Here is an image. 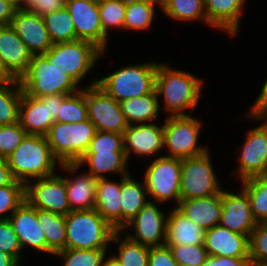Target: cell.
Wrapping results in <instances>:
<instances>
[{
    "label": "cell",
    "instance_id": "74e56055",
    "mask_svg": "<svg viewBox=\"0 0 267 266\" xmlns=\"http://www.w3.org/2000/svg\"><path fill=\"white\" fill-rule=\"evenodd\" d=\"M88 119L86 87L68 95L62 102L59 115L55 119L61 123L83 122Z\"/></svg>",
    "mask_w": 267,
    "mask_h": 266
},
{
    "label": "cell",
    "instance_id": "94428289",
    "mask_svg": "<svg viewBox=\"0 0 267 266\" xmlns=\"http://www.w3.org/2000/svg\"><path fill=\"white\" fill-rule=\"evenodd\" d=\"M249 266H267L266 263L249 261Z\"/></svg>",
    "mask_w": 267,
    "mask_h": 266
},
{
    "label": "cell",
    "instance_id": "6f0895ef",
    "mask_svg": "<svg viewBox=\"0 0 267 266\" xmlns=\"http://www.w3.org/2000/svg\"><path fill=\"white\" fill-rule=\"evenodd\" d=\"M0 266H21L11 255L0 251Z\"/></svg>",
    "mask_w": 267,
    "mask_h": 266
},
{
    "label": "cell",
    "instance_id": "6da1fadb",
    "mask_svg": "<svg viewBox=\"0 0 267 266\" xmlns=\"http://www.w3.org/2000/svg\"><path fill=\"white\" fill-rule=\"evenodd\" d=\"M203 81L192 73L173 69L167 63H158L155 90L164 99L168 116L187 115L185 111L197 107Z\"/></svg>",
    "mask_w": 267,
    "mask_h": 266
},
{
    "label": "cell",
    "instance_id": "7bdbcfd3",
    "mask_svg": "<svg viewBox=\"0 0 267 266\" xmlns=\"http://www.w3.org/2000/svg\"><path fill=\"white\" fill-rule=\"evenodd\" d=\"M27 135L21 124L0 125V158L6 159Z\"/></svg>",
    "mask_w": 267,
    "mask_h": 266
},
{
    "label": "cell",
    "instance_id": "bcb514c9",
    "mask_svg": "<svg viewBox=\"0 0 267 266\" xmlns=\"http://www.w3.org/2000/svg\"><path fill=\"white\" fill-rule=\"evenodd\" d=\"M0 251L13 256L18 262L22 248L9 220H0Z\"/></svg>",
    "mask_w": 267,
    "mask_h": 266
},
{
    "label": "cell",
    "instance_id": "4316f807",
    "mask_svg": "<svg viewBox=\"0 0 267 266\" xmlns=\"http://www.w3.org/2000/svg\"><path fill=\"white\" fill-rule=\"evenodd\" d=\"M120 182L97 179L95 209L117 231H121Z\"/></svg>",
    "mask_w": 267,
    "mask_h": 266
},
{
    "label": "cell",
    "instance_id": "7c38bea8",
    "mask_svg": "<svg viewBox=\"0 0 267 266\" xmlns=\"http://www.w3.org/2000/svg\"><path fill=\"white\" fill-rule=\"evenodd\" d=\"M97 79L86 86L88 119L97 131L124 133L128 123L118 101L97 85Z\"/></svg>",
    "mask_w": 267,
    "mask_h": 266
},
{
    "label": "cell",
    "instance_id": "b9f144b4",
    "mask_svg": "<svg viewBox=\"0 0 267 266\" xmlns=\"http://www.w3.org/2000/svg\"><path fill=\"white\" fill-rule=\"evenodd\" d=\"M167 246L179 266H202L209 257L204 244Z\"/></svg>",
    "mask_w": 267,
    "mask_h": 266
},
{
    "label": "cell",
    "instance_id": "c3c4849f",
    "mask_svg": "<svg viewBox=\"0 0 267 266\" xmlns=\"http://www.w3.org/2000/svg\"><path fill=\"white\" fill-rule=\"evenodd\" d=\"M249 258L209 256L202 266H245Z\"/></svg>",
    "mask_w": 267,
    "mask_h": 266
},
{
    "label": "cell",
    "instance_id": "603a6c76",
    "mask_svg": "<svg viewBox=\"0 0 267 266\" xmlns=\"http://www.w3.org/2000/svg\"><path fill=\"white\" fill-rule=\"evenodd\" d=\"M246 0H204L208 26L236 36Z\"/></svg>",
    "mask_w": 267,
    "mask_h": 266
},
{
    "label": "cell",
    "instance_id": "ee69618b",
    "mask_svg": "<svg viewBox=\"0 0 267 266\" xmlns=\"http://www.w3.org/2000/svg\"><path fill=\"white\" fill-rule=\"evenodd\" d=\"M249 261L267 264V223H258L249 236Z\"/></svg>",
    "mask_w": 267,
    "mask_h": 266
},
{
    "label": "cell",
    "instance_id": "2e32d148",
    "mask_svg": "<svg viewBox=\"0 0 267 266\" xmlns=\"http://www.w3.org/2000/svg\"><path fill=\"white\" fill-rule=\"evenodd\" d=\"M10 26L26 45L31 55L45 54L53 45L43 17L17 9Z\"/></svg>",
    "mask_w": 267,
    "mask_h": 266
},
{
    "label": "cell",
    "instance_id": "5bb4252c",
    "mask_svg": "<svg viewBox=\"0 0 267 266\" xmlns=\"http://www.w3.org/2000/svg\"><path fill=\"white\" fill-rule=\"evenodd\" d=\"M159 204L149 200L121 231L128 230L132 226L134 234L128 233L126 235L130 240L148 247L165 245L168 216L166 217L159 209V206H157Z\"/></svg>",
    "mask_w": 267,
    "mask_h": 266
},
{
    "label": "cell",
    "instance_id": "836d02e7",
    "mask_svg": "<svg viewBox=\"0 0 267 266\" xmlns=\"http://www.w3.org/2000/svg\"><path fill=\"white\" fill-rule=\"evenodd\" d=\"M122 231H116L110 243L120 242L118 254L114 255L122 266H148L149 247L130 240L126 235L121 239Z\"/></svg>",
    "mask_w": 267,
    "mask_h": 266
},
{
    "label": "cell",
    "instance_id": "d590c367",
    "mask_svg": "<svg viewBox=\"0 0 267 266\" xmlns=\"http://www.w3.org/2000/svg\"><path fill=\"white\" fill-rule=\"evenodd\" d=\"M156 4L145 0H127L124 30L143 31L152 25Z\"/></svg>",
    "mask_w": 267,
    "mask_h": 266
},
{
    "label": "cell",
    "instance_id": "680465c9",
    "mask_svg": "<svg viewBox=\"0 0 267 266\" xmlns=\"http://www.w3.org/2000/svg\"><path fill=\"white\" fill-rule=\"evenodd\" d=\"M101 266H122L119 260L115 256H111L110 258L104 257Z\"/></svg>",
    "mask_w": 267,
    "mask_h": 266
},
{
    "label": "cell",
    "instance_id": "8992f818",
    "mask_svg": "<svg viewBox=\"0 0 267 266\" xmlns=\"http://www.w3.org/2000/svg\"><path fill=\"white\" fill-rule=\"evenodd\" d=\"M89 120L74 123L55 121L46 135L53 156L61 163H77L86 153L96 133Z\"/></svg>",
    "mask_w": 267,
    "mask_h": 266
},
{
    "label": "cell",
    "instance_id": "277c9868",
    "mask_svg": "<svg viewBox=\"0 0 267 266\" xmlns=\"http://www.w3.org/2000/svg\"><path fill=\"white\" fill-rule=\"evenodd\" d=\"M22 90L29 96L41 98L55 94H73L79 91L73 78L62 72L43 55H32L27 71L19 79Z\"/></svg>",
    "mask_w": 267,
    "mask_h": 266
},
{
    "label": "cell",
    "instance_id": "d6a6232c",
    "mask_svg": "<svg viewBox=\"0 0 267 266\" xmlns=\"http://www.w3.org/2000/svg\"><path fill=\"white\" fill-rule=\"evenodd\" d=\"M161 9L171 20L185 22L201 20L208 25L204 0H165Z\"/></svg>",
    "mask_w": 267,
    "mask_h": 266
},
{
    "label": "cell",
    "instance_id": "f546056e",
    "mask_svg": "<svg viewBox=\"0 0 267 266\" xmlns=\"http://www.w3.org/2000/svg\"><path fill=\"white\" fill-rule=\"evenodd\" d=\"M128 125L151 123L159 116L162 104L156 90L119 103Z\"/></svg>",
    "mask_w": 267,
    "mask_h": 266
},
{
    "label": "cell",
    "instance_id": "816d5d0a",
    "mask_svg": "<svg viewBox=\"0 0 267 266\" xmlns=\"http://www.w3.org/2000/svg\"><path fill=\"white\" fill-rule=\"evenodd\" d=\"M67 94H55L50 96H44L40 99L43 103H48V110L50 116L55 120L59 115V109L63 100L67 97Z\"/></svg>",
    "mask_w": 267,
    "mask_h": 266
},
{
    "label": "cell",
    "instance_id": "3957f363",
    "mask_svg": "<svg viewBox=\"0 0 267 266\" xmlns=\"http://www.w3.org/2000/svg\"><path fill=\"white\" fill-rule=\"evenodd\" d=\"M65 225L68 249H107L117 231L96 209L69 212Z\"/></svg>",
    "mask_w": 267,
    "mask_h": 266
},
{
    "label": "cell",
    "instance_id": "f5cc1de1",
    "mask_svg": "<svg viewBox=\"0 0 267 266\" xmlns=\"http://www.w3.org/2000/svg\"><path fill=\"white\" fill-rule=\"evenodd\" d=\"M15 181L12 172L8 166L7 160L0 158V187L10 185Z\"/></svg>",
    "mask_w": 267,
    "mask_h": 266
},
{
    "label": "cell",
    "instance_id": "9f6ffc18",
    "mask_svg": "<svg viewBox=\"0 0 267 266\" xmlns=\"http://www.w3.org/2000/svg\"><path fill=\"white\" fill-rule=\"evenodd\" d=\"M14 80L15 78L5 68L2 59L0 58V85L12 83Z\"/></svg>",
    "mask_w": 267,
    "mask_h": 266
},
{
    "label": "cell",
    "instance_id": "44dd1931",
    "mask_svg": "<svg viewBox=\"0 0 267 266\" xmlns=\"http://www.w3.org/2000/svg\"><path fill=\"white\" fill-rule=\"evenodd\" d=\"M204 246L209 256L249 258V236L219 224L205 231Z\"/></svg>",
    "mask_w": 267,
    "mask_h": 266
},
{
    "label": "cell",
    "instance_id": "d4e9b609",
    "mask_svg": "<svg viewBox=\"0 0 267 266\" xmlns=\"http://www.w3.org/2000/svg\"><path fill=\"white\" fill-rule=\"evenodd\" d=\"M55 120L50 116L48 103L22 91L19 123L27 134L46 136Z\"/></svg>",
    "mask_w": 267,
    "mask_h": 266
},
{
    "label": "cell",
    "instance_id": "5b68a950",
    "mask_svg": "<svg viewBox=\"0 0 267 266\" xmlns=\"http://www.w3.org/2000/svg\"><path fill=\"white\" fill-rule=\"evenodd\" d=\"M157 62L124 66L97 81V85L119 103L155 90Z\"/></svg>",
    "mask_w": 267,
    "mask_h": 266
},
{
    "label": "cell",
    "instance_id": "7402d4cb",
    "mask_svg": "<svg viewBox=\"0 0 267 266\" xmlns=\"http://www.w3.org/2000/svg\"><path fill=\"white\" fill-rule=\"evenodd\" d=\"M31 56L10 25L0 26V58L15 79L19 80L27 71Z\"/></svg>",
    "mask_w": 267,
    "mask_h": 266
},
{
    "label": "cell",
    "instance_id": "6125c7cd",
    "mask_svg": "<svg viewBox=\"0 0 267 266\" xmlns=\"http://www.w3.org/2000/svg\"><path fill=\"white\" fill-rule=\"evenodd\" d=\"M260 113L267 118V105L260 111Z\"/></svg>",
    "mask_w": 267,
    "mask_h": 266
},
{
    "label": "cell",
    "instance_id": "91938a15",
    "mask_svg": "<svg viewBox=\"0 0 267 266\" xmlns=\"http://www.w3.org/2000/svg\"><path fill=\"white\" fill-rule=\"evenodd\" d=\"M145 1H149V2H152L154 4H158L159 5V8H161L165 2V0H145Z\"/></svg>",
    "mask_w": 267,
    "mask_h": 266
},
{
    "label": "cell",
    "instance_id": "681fc988",
    "mask_svg": "<svg viewBox=\"0 0 267 266\" xmlns=\"http://www.w3.org/2000/svg\"><path fill=\"white\" fill-rule=\"evenodd\" d=\"M17 9L15 1L0 0V26L10 25Z\"/></svg>",
    "mask_w": 267,
    "mask_h": 266
},
{
    "label": "cell",
    "instance_id": "db71d44e",
    "mask_svg": "<svg viewBox=\"0 0 267 266\" xmlns=\"http://www.w3.org/2000/svg\"><path fill=\"white\" fill-rule=\"evenodd\" d=\"M261 89L262 90L258 97H256L253 106H251L252 108L249 109L250 111L260 112L267 105V78Z\"/></svg>",
    "mask_w": 267,
    "mask_h": 266
},
{
    "label": "cell",
    "instance_id": "8fae6325",
    "mask_svg": "<svg viewBox=\"0 0 267 266\" xmlns=\"http://www.w3.org/2000/svg\"><path fill=\"white\" fill-rule=\"evenodd\" d=\"M248 116L258 122L260 126L247 132L246 140L238 156V177L242 180L257 175H267V118L260 112L250 111Z\"/></svg>",
    "mask_w": 267,
    "mask_h": 266
},
{
    "label": "cell",
    "instance_id": "4dcf8cb0",
    "mask_svg": "<svg viewBox=\"0 0 267 266\" xmlns=\"http://www.w3.org/2000/svg\"><path fill=\"white\" fill-rule=\"evenodd\" d=\"M37 219L46 238L47 254L65 249V216L50 211L37 209Z\"/></svg>",
    "mask_w": 267,
    "mask_h": 266
},
{
    "label": "cell",
    "instance_id": "f1b7e54d",
    "mask_svg": "<svg viewBox=\"0 0 267 266\" xmlns=\"http://www.w3.org/2000/svg\"><path fill=\"white\" fill-rule=\"evenodd\" d=\"M146 195L148 196L144 182H137L131 174L121 176V230L147 204L149 199H146Z\"/></svg>",
    "mask_w": 267,
    "mask_h": 266
},
{
    "label": "cell",
    "instance_id": "9c48e42d",
    "mask_svg": "<svg viewBox=\"0 0 267 266\" xmlns=\"http://www.w3.org/2000/svg\"><path fill=\"white\" fill-rule=\"evenodd\" d=\"M209 150L205 153L182 159L181 200L197 199L222 193L220 181L211 162Z\"/></svg>",
    "mask_w": 267,
    "mask_h": 266
},
{
    "label": "cell",
    "instance_id": "cb8c5ba5",
    "mask_svg": "<svg viewBox=\"0 0 267 266\" xmlns=\"http://www.w3.org/2000/svg\"><path fill=\"white\" fill-rule=\"evenodd\" d=\"M176 208L205 230L217 226L222 212V193L208 197L180 200Z\"/></svg>",
    "mask_w": 267,
    "mask_h": 266
},
{
    "label": "cell",
    "instance_id": "11a10c76",
    "mask_svg": "<svg viewBox=\"0 0 267 266\" xmlns=\"http://www.w3.org/2000/svg\"><path fill=\"white\" fill-rule=\"evenodd\" d=\"M16 6L18 9L30 11L33 7H42V0H16Z\"/></svg>",
    "mask_w": 267,
    "mask_h": 266
},
{
    "label": "cell",
    "instance_id": "f907efd6",
    "mask_svg": "<svg viewBox=\"0 0 267 266\" xmlns=\"http://www.w3.org/2000/svg\"><path fill=\"white\" fill-rule=\"evenodd\" d=\"M66 0H42V7H33L30 11L44 17L65 6Z\"/></svg>",
    "mask_w": 267,
    "mask_h": 266
},
{
    "label": "cell",
    "instance_id": "e575fe53",
    "mask_svg": "<svg viewBox=\"0 0 267 266\" xmlns=\"http://www.w3.org/2000/svg\"><path fill=\"white\" fill-rule=\"evenodd\" d=\"M22 91L18 79L12 83L0 85V125H11L19 122Z\"/></svg>",
    "mask_w": 267,
    "mask_h": 266
},
{
    "label": "cell",
    "instance_id": "4fadbf2b",
    "mask_svg": "<svg viewBox=\"0 0 267 266\" xmlns=\"http://www.w3.org/2000/svg\"><path fill=\"white\" fill-rule=\"evenodd\" d=\"M25 198L32 207L40 210L64 216L71 212L65 179L59 173L29 181L25 185Z\"/></svg>",
    "mask_w": 267,
    "mask_h": 266
},
{
    "label": "cell",
    "instance_id": "60d3db41",
    "mask_svg": "<svg viewBox=\"0 0 267 266\" xmlns=\"http://www.w3.org/2000/svg\"><path fill=\"white\" fill-rule=\"evenodd\" d=\"M25 200L24 183L15 180L10 185L0 187V220H8Z\"/></svg>",
    "mask_w": 267,
    "mask_h": 266
},
{
    "label": "cell",
    "instance_id": "52a82bcc",
    "mask_svg": "<svg viewBox=\"0 0 267 266\" xmlns=\"http://www.w3.org/2000/svg\"><path fill=\"white\" fill-rule=\"evenodd\" d=\"M104 53L105 51L93 42L76 39L53 44L43 55L48 63L56 65L79 84Z\"/></svg>",
    "mask_w": 267,
    "mask_h": 266
},
{
    "label": "cell",
    "instance_id": "7a4b0ae2",
    "mask_svg": "<svg viewBox=\"0 0 267 266\" xmlns=\"http://www.w3.org/2000/svg\"><path fill=\"white\" fill-rule=\"evenodd\" d=\"M16 181L25 185L32 180L56 174L61 163L53 156L46 136L27 134L6 158Z\"/></svg>",
    "mask_w": 267,
    "mask_h": 266
},
{
    "label": "cell",
    "instance_id": "f6af8a7d",
    "mask_svg": "<svg viewBox=\"0 0 267 266\" xmlns=\"http://www.w3.org/2000/svg\"><path fill=\"white\" fill-rule=\"evenodd\" d=\"M87 151H124L123 135L116 132L96 131Z\"/></svg>",
    "mask_w": 267,
    "mask_h": 266
},
{
    "label": "cell",
    "instance_id": "ab89813d",
    "mask_svg": "<svg viewBox=\"0 0 267 266\" xmlns=\"http://www.w3.org/2000/svg\"><path fill=\"white\" fill-rule=\"evenodd\" d=\"M107 249H68L54 253L63 260V266H101Z\"/></svg>",
    "mask_w": 267,
    "mask_h": 266
},
{
    "label": "cell",
    "instance_id": "8d00e7d4",
    "mask_svg": "<svg viewBox=\"0 0 267 266\" xmlns=\"http://www.w3.org/2000/svg\"><path fill=\"white\" fill-rule=\"evenodd\" d=\"M43 19L53 44L76 40L74 23L65 6Z\"/></svg>",
    "mask_w": 267,
    "mask_h": 266
},
{
    "label": "cell",
    "instance_id": "ba28073f",
    "mask_svg": "<svg viewBox=\"0 0 267 266\" xmlns=\"http://www.w3.org/2000/svg\"><path fill=\"white\" fill-rule=\"evenodd\" d=\"M171 115L163 123L164 148L167 157L184 159L205 153L208 147L198 145L201 120L190 115Z\"/></svg>",
    "mask_w": 267,
    "mask_h": 266
},
{
    "label": "cell",
    "instance_id": "484cf974",
    "mask_svg": "<svg viewBox=\"0 0 267 266\" xmlns=\"http://www.w3.org/2000/svg\"><path fill=\"white\" fill-rule=\"evenodd\" d=\"M167 216L165 245L204 244L206 230L188 219L176 207Z\"/></svg>",
    "mask_w": 267,
    "mask_h": 266
},
{
    "label": "cell",
    "instance_id": "1f68e13d",
    "mask_svg": "<svg viewBox=\"0 0 267 266\" xmlns=\"http://www.w3.org/2000/svg\"><path fill=\"white\" fill-rule=\"evenodd\" d=\"M241 182L254 219L257 223H267V175L253 176Z\"/></svg>",
    "mask_w": 267,
    "mask_h": 266
},
{
    "label": "cell",
    "instance_id": "7dc6e473",
    "mask_svg": "<svg viewBox=\"0 0 267 266\" xmlns=\"http://www.w3.org/2000/svg\"><path fill=\"white\" fill-rule=\"evenodd\" d=\"M148 266H179L167 245L149 247Z\"/></svg>",
    "mask_w": 267,
    "mask_h": 266
},
{
    "label": "cell",
    "instance_id": "ffe728a7",
    "mask_svg": "<svg viewBox=\"0 0 267 266\" xmlns=\"http://www.w3.org/2000/svg\"><path fill=\"white\" fill-rule=\"evenodd\" d=\"M8 220L18 236L22 251L31 247L47 253L46 238L37 219V208L32 207L25 200Z\"/></svg>",
    "mask_w": 267,
    "mask_h": 266
},
{
    "label": "cell",
    "instance_id": "d6986e66",
    "mask_svg": "<svg viewBox=\"0 0 267 266\" xmlns=\"http://www.w3.org/2000/svg\"><path fill=\"white\" fill-rule=\"evenodd\" d=\"M88 165V172L96 179L106 178V173L129 175L128 160L124 151H86L77 163H63L61 168L70 174H75L83 165Z\"/></svg>",
    "mask_w": 267,
    "mask_h": 266
},
{
    "label": "cell",
    "instance_id": "f35d334b",
    "mask_svg": "<svg viewBox=\"0 0 267 266\" xmlns=\"http://www.w3.org/2000/svg\"><path fill=\"white\" fill-rule=\"evenodd\" d=\"M127 0H98L100 21L108 36L112 29H124Z\"/></svg>",
    "mask_w": 267,
    "mask_h": 266
},
{
    "label": "cell",
    "instance_id": "9a60e30c",
    "mask_svg": "<svg viewBox=\"0 0 267 266\" xmlns=\"http://www.w3.org/2000/svg\"><path fill=\"white\" fill-rule=\"evenodd\" d=\"M75 27L76 39L91 41L107 51L108 36L104 33L97 0H66Z\"/></svg>",
    "mask_w": 267,
    "mask_h": 266
},
{
    "label": "cell",
    "instance_id": "83f0119b",
    "mask_svg": "<svg viewBox=\"0 0 267 266\" xmlns=\"http://www.w3.org/2000/svg\"><path fill=\"white\" fill-rule=\"evenodd\" d=\"M67 188L68 204L71 211L95 209L97 179L89 172L74 178L63 176Z\"/></svg>",
    "mask_w": 267,
    "mask_h": 266
},
{
    "label": "cell",
    "instance_id": "e0dca14e",
    "mask_svg": "<svg viewBox=\"0 0 267 266\" xmlns=\"http://www.w3.org/2000/svg\"><path fill=\"white\" fill-rule=\"evenodd\" d=\"M240 193L222 191V212L219 225L250 236L253 229L257 226V221L252 215L247 192L242 188Z\"/></svg>",
    "mask_w": 267,
    "mask_h": 266
},
{
    "label": "cell",
    "instance_id": "30bf717a",
    "mask_svg": "<svg viewBox=\"0 0 267 266\" xmlns=\"http://www.w3.org/2000/svg\"><path fill=\"white\" fill-rule=\"evenodd\" d=\"M182 159L160 156L147 167L144 184L150 201L163 204L168 200L179 204Z\"/></svg>",
    "mask_w": 267,
    "mask_h": 266
},
{
    "label": "cell",
    "instance_id": "ac0fdd59",
    "mask_svg": "<svg viewBox=\"0 0 267 266\" xmlns=\"http://www.w3.org/2000/svg\"><path fill=\"white\" fill-rule=\"evenodd\" d=\"M124 152L128 158L133 153L141 157L157 155L164 149L163 124L143 123L128 125L123 133Z\"/></svg>",
    "mask_w": 267,
    "mask_h": 266
}]
</instances>
